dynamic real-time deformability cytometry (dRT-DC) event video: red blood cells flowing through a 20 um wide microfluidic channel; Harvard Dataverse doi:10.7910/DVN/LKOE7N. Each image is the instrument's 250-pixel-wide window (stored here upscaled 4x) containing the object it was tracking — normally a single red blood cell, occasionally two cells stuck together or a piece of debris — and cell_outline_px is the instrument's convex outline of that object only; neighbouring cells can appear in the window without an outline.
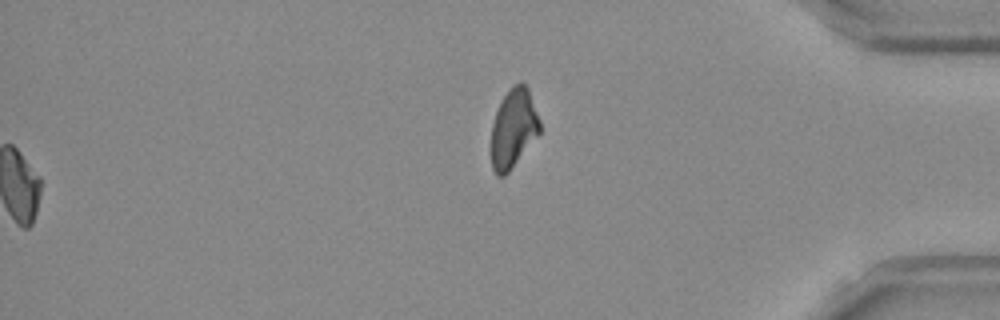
{"species": "Egyptian fruit bat (a non-hibernating species)", "species_latin": "Rousettus aegyptiacus", "temperature_condition": "room temperature", "stored_images_in_passage": 54, "segment_of_instrument_passage": [2, 2], "camera_frame_rate_fps": 3000, "um_per_image_px": 0.085, "frame": {"image": 1, "passage_image": 54, "time_ms": 17.667, "image_size_px": [1000, 320], "cell_outline_px": [[540, 132], [508, 172], [504, 176], [496, 176], [492, 168], [492, 124], [496, 112], [508, 88], [512, 84], [520, 80], [528, 88], [540, 120]], "centroid_in_image_um": [43.64, 10.87], "position_along_channel_um": 391.6, "area_um2": 22.14}}